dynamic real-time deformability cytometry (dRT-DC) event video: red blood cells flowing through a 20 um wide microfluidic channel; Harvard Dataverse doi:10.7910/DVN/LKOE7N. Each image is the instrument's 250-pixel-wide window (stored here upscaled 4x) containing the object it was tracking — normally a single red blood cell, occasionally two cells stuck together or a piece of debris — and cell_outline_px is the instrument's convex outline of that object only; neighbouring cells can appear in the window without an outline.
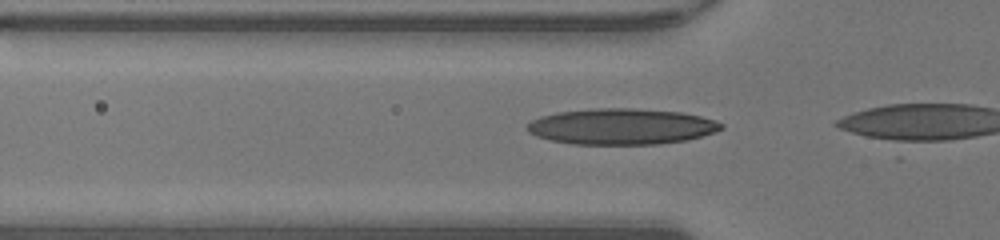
{"species": "human", "species_latin": "Homo sapiens", "temperature_condition": "warm", "stored_images_in_passage": 6, "camera_frame_rate_fps": 3000, "um_per_image_px": 0.085, "donor": {"sex": "male"}, "frame": {"image": 1, "passage_image": 4, "time_ms": 1.0, "image_size_px": [1000, 240], "cell_outline_px": [[724, 128], [688, 140], [660, 144], [572, 144], [552, 140], [536, 136], [528, 132], [528, 124], [532, 120], [540, 116], [556, 112], [596, 108], [628, 108], [684, 112], [716, 120], [724, 124]], "centroid_in_image_um": [52.84, 10.75], "position_along_channel_um": 73.0, "area_um2": 40.69}}